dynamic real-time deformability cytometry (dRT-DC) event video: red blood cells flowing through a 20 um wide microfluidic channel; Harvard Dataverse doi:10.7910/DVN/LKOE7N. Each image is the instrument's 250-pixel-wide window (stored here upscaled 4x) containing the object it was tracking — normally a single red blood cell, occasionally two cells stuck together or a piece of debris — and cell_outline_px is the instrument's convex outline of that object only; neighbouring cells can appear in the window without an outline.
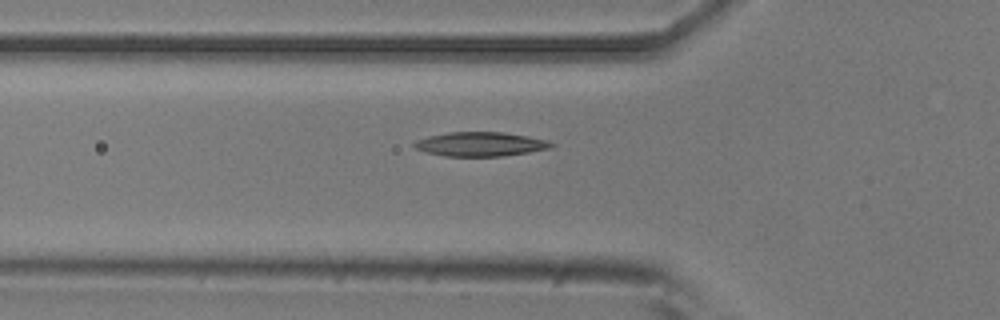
{"species": "common noctule bat (a hibernating species)", "species_latin": "Nyctalus noctula", "temperature_condition": "room temperature", "stored_images_in_passage": 2, "camera_frame_rate_fps": 3000, "um_per_image_px": 0.085, "animal": {"sex": "male", "body_mass_g": 20.5, "forearm_length_mm": 52.5}, "frame": {"image": 1, "passage_image": 2, "time_ms": 0.333, "image_size_px": [1000, 320], "cell_outline_px": [[556, 144], [552, 148], [504, 156], [444, 156], [424, 152], [416, 148], [412, 144], [416, 140], [428, 136], [448, 132], [504, 132], [528, 136], [548, 140]], "centroid_in_image_um": [40.85, 12.25], "position_along_channel_um": 85.0, "area_um2": 19.48}}